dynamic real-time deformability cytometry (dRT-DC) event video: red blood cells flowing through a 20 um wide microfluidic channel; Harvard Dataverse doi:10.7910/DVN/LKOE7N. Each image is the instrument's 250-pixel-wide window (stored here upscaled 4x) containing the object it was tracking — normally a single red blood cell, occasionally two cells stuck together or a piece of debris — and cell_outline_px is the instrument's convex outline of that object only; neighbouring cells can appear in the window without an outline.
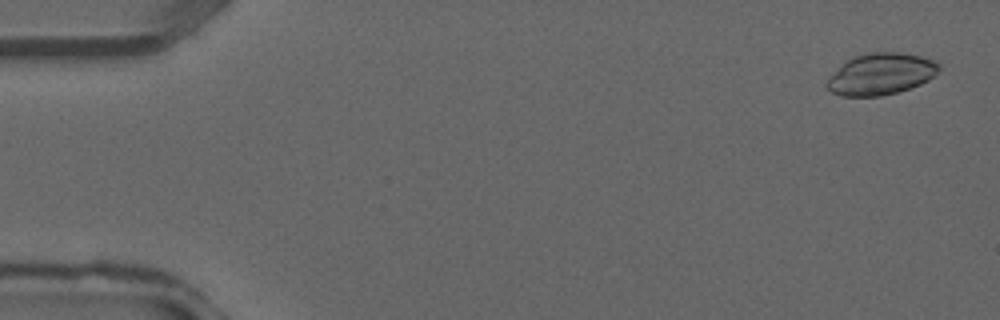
{"species": "common noctule bat (a hibernating species)", "species_latin": "Nyctalus noctula", "temperature_condition": "warm", "stored_images_in_passage": 38, "camera_frame_rate_fps": 3000, "um_per_image_px": 0.085, "animal": {"sex": "male", "forearm_length_mm": 52.5}, "frame": {"image": 1, "passage_image": 2, "time_ms": 0.333, "image_size_px": [1000, 320], "cell_outline_px": [[940, 68], [928, 80], [920, 84], [896, 92], [880, 96], [840, 96], [832, 92], [828, 88], [828, 76], [848, 60], [856, 56], [872, 52], [900, 52], [920, 56], [932, 60], [940, 64]], "centroid_in_image_um": [74.87, 6.29], "position_along_channel_um": 10.1, "area_um2": 26.7}}
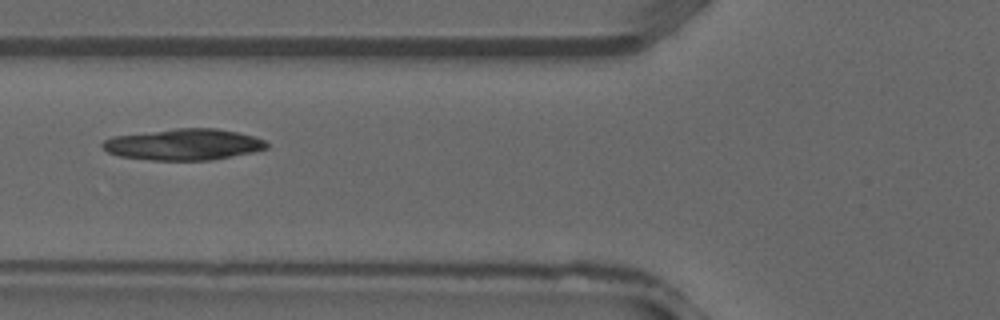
{"frame": {"image": 2, "passage_image": 15, "time_ms": 4.667, "image_size_px": [1000, 320], "cell_outline_px": [[268, 148], [252, 152], [212, 160], [152, 160], [120, 156], [108, 152], [100, 144], [104, 140], [112, 136], [176, 128], [216, 128], [256, 136], [264, 140], [268, 144]], "centroid_in_image_um": [15.62, 12.27], "position_along_channel_um": 110.2, "area_um2": 29.88}}
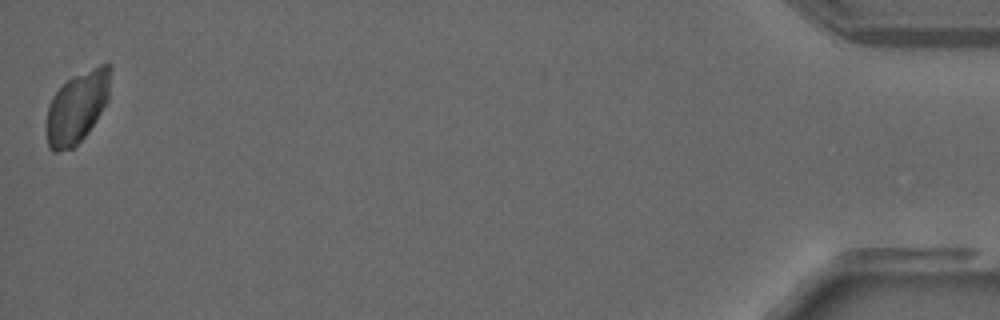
{"frame": {"image": 3, "passage_image": 38, "time_ms": 12.333, "image_size_px": [1000, 320], "cell_outline_px": [[112, 68], [108, 100], [96, 120], [88, 132], [72, 148], [56, 152], [52, 152], [48, 148], [48, 108], [52, 96], [72, 76], [100, 64], [108, 64]], "centroid_in_image_um": [6.59, 9.08], "position_along_channel_um": 428.6, "area_um2": 26.36}}